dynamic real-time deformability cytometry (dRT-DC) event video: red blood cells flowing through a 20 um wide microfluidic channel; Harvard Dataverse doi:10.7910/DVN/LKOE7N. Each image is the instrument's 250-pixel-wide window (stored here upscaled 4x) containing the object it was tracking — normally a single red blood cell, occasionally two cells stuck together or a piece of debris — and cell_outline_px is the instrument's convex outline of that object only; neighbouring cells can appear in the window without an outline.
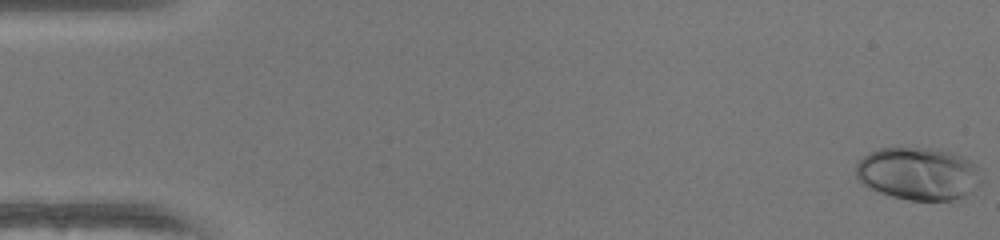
{"species": "human", "species_latin": "Homo sapiens", "temperature_condition": "warm", "stored_images_in_passage": 50, "camera_frame_rate_fps": 3000, "um_per_image_px": 0.085, "donor": {"sex": "female"}, "frame": {"image": 1, "passage_image": 1, "time_ms": 0.0, "image_size_px": [1000, 240], "cell_outline_px": [[984, 180], [972, 192], [964, 196], [952, 200], [908, 200], [892, 196], [868, 188], [856, 176], [856, 164], [868, 152], [880, 148], [932, 148], [964, 156], [984, 168]], "centroid_in_image_um": [78.15, 14.76], "position_along_channel_um": 6.9, "area_um2": 39.19}}
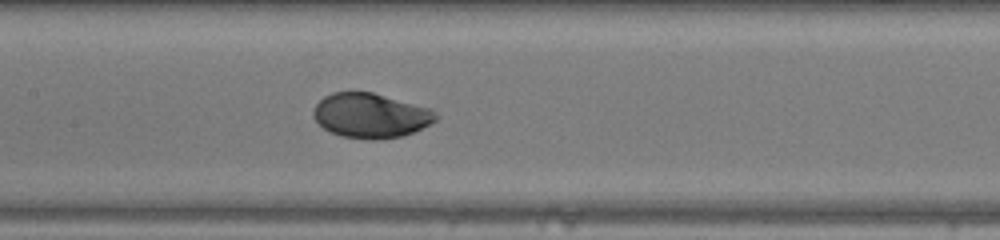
{"frame": {"image": 2, "passage_image": 25, "time_ms": 8.0, "image_size_px": [1000, 240], "cell_outline_px": [[440, 116], [436, 120], [412, 132], [400, 136], [376, 140], [372, 140], [340, 136], [324, 128], [312, 116], [312, 112], [316, 104], [324, 96], [332, 92], [372, 92], [432, 108]], "centroid_in_image_um": [31.51, 9.81], "position_along_channel_um": 175.9, "area_um2": 31.85}}
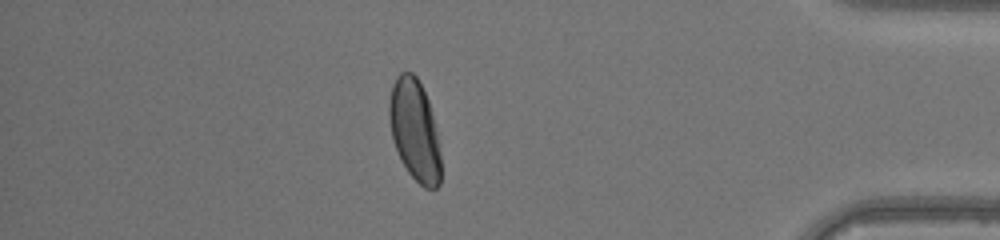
{"frame": {"image": 3, "passage_image": 44, "time_ms": 14.333, "image_size_px": [1000, 240], "cell_outline_px": [[440, 184], [436, 188], [424, 188], [408, 172], [400, 160], [392, 136], [388, 116], [388, 104], [392, 84], [396, 76], [400, 72], [412, 72], [416, 76], [428, 100], [436, 132], [440, 152]], "centroid_in_image_um": [35.22, 11.06], "position_along_channel_um": 400.0, "area_um2": 30.29}, "authors_computed_cell_mechanics": {"area_um2": 31.9056, "velocity_mm_per_s": 4.1608, "shape_relaxation_time_tau1_ms": 3.1864, "shape_relaxation_time_tau2_ms": null, "deformation_change_tau1": 0.1794, "deformation_change_tau2": null}}